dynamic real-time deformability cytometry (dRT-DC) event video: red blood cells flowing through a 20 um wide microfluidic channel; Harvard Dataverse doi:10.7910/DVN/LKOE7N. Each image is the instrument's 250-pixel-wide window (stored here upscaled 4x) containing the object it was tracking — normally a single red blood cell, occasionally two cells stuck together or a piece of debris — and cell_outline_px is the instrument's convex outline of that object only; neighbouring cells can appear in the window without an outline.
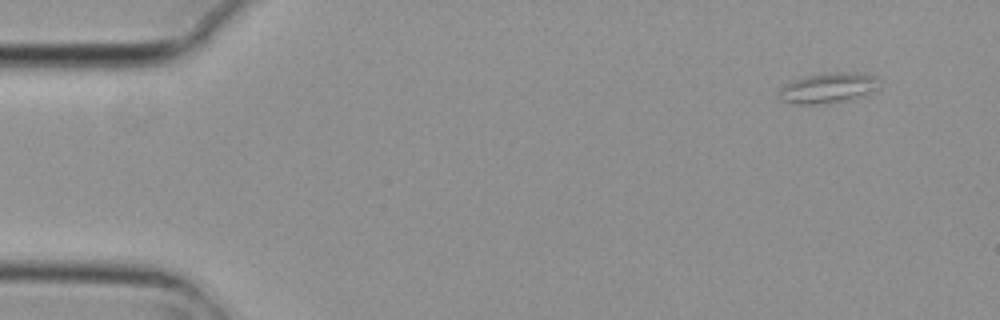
{"species": "common noctule bat (a hibernating species)", "species_latin": "Nyctalus noctula", "temperature_condition": "cold", "stored_images_in_passage": 5, "camera_frame_rate_fps": 3000, "um_per_image_px": 0.085, "animal": {"sex": "female", "body_mass_g": 29.2, "forearm_length_mm": 56.3}, "frame": {"image": 1, "passage_image": 1, "time_ms": 0.0, "image_size_px": [1000, 320], "cell_outline_px": [[880, 88], [876, 92], [852, 100], [816, 104], [800, 104], [780, 100], [780, 88], [784, 84], [808, 76], [824, 72], [864, 72], [876, 76], [880, 80]], "centroid_in_image_um": [70.53, 7.46], "position_along_channel_um": 14.5, "area_um2": 18.15}}
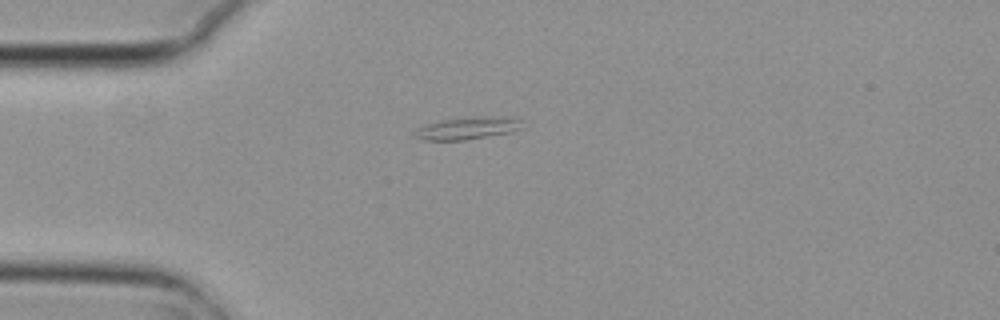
{"frame": {"image": 2, "passage_image": 3, "time_ms": 0.667, "image_size_px": [1000, 320], "cell_outline_px": [[520, 128], [512, 132], [464, 140], [420, 140], [412, 136], [412, 132], [416, 128], [428, 124], [444, 120], [476, 116], [504, 116], [520, 120]], "centroid_in_image_um": [39.67, 10.9], "position_along_channel_um": 45.3, "area_um2": 13.99}}
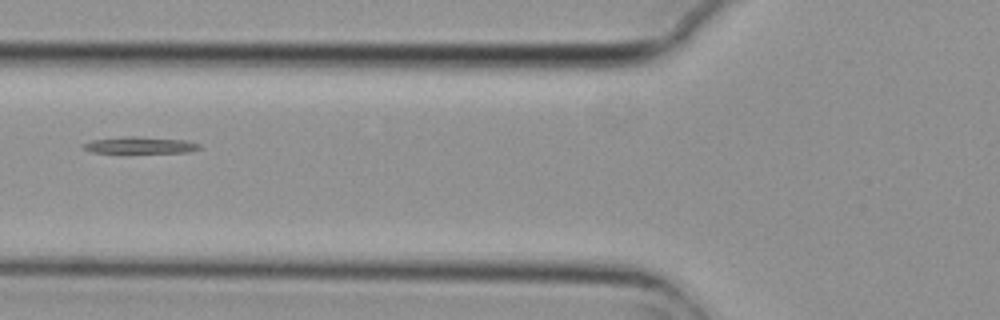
{"frame": {"image": 3, "passage_image": 5, "time_ms": 1.333, "image_size_px": [1000, 320], "cell_outline_px": [[200, 148], [188, 152], [92, 152], [84, 148], [80, 144], [92, 140], [124, 136], [136, 136], [188, 140], [200, 144]], "centroid_in_image_um": [11.91, 12.32], "position_along_channel_um": 113.9, "area_um2": 11.16}}